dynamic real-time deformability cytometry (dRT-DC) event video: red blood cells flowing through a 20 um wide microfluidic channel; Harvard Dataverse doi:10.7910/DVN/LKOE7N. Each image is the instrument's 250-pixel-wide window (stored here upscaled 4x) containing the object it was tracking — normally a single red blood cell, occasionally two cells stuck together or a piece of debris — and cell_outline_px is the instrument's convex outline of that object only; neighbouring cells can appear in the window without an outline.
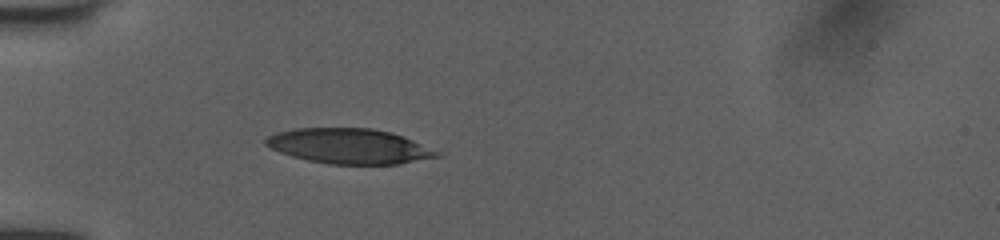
{"species": "human", "species_latin": "Homo sapiens", "temperature_condition": "room temperature", "stored_images_in_passage": 43, "camera_frame_rate_fps": 3000, "um_per_image_px": 0.085, "donor": {"sex": "female"}, "frame": {"image": 1, "passage_image": 13, "time_ms": 4.0, "image_size_px": [1000, 240], "cell_outline_px": [[444, 156], [400, 164], [328, 164], [308, 160], [292, 156], [280, 152], [264, 144], [264, 140], [268, 136], [276, 132], [296, 128], [372, 128], [392, 132], [404, 136], [440, 152]], "centroid_in_image_um": [29.72, 12.42], "position_along_channel_um": 55.3, "area_um2": 35.2}}
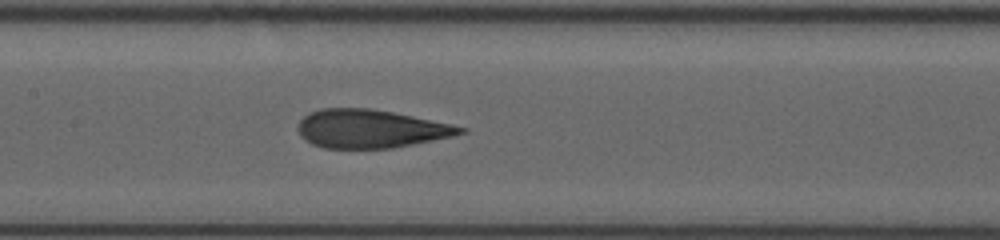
{"frame": {"image": 2, "passage_image": 22, "time_ms": 7.0, "image_size_px": [1000, 240], "cell_outline_px": [[468, 132], [452, 136], [392, 148], [324, 148], [312, 144], [304, 140], [300, 136], [296, 128], [300, 120], [308, 112], [320, 108], [372, 108], [452, 124], [468, 128]], "centroid_in_image_um": [31.46, 10.94], "position_along_channel_um": 175.9, "area_um2": 36.41}}
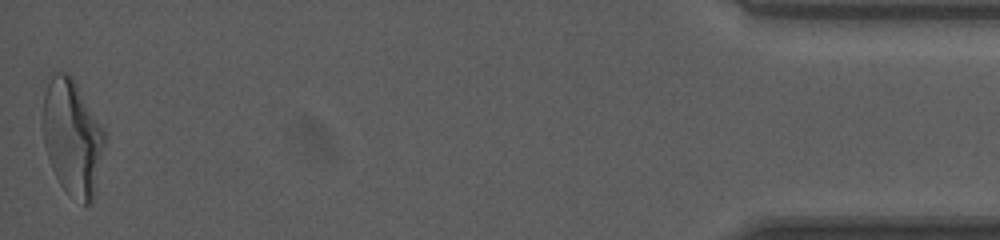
{"frame": {"image": 3, "passage_image": 43, "time_ms": 14.0, "image_size_px": [1000, 240], "cell_outline_px": [[108, 136], [92, 200], [88, 204], [84, 204], [68, 192], [60, 184], [52, 168], [44, 144], [44, 92], [52, 72], [68, 72], [72, 76], [104, 128]], "centroid_in_image_um": [6.18, 11.63], "position_along_channel_um": 429.0, "area_um2": 41.5}, "authors_computed_cell_mechanics": {"area_um2": 38.3792, "velocity_mm_per_s": 4.069, "shape_relaxation_time_tau1_ms": 5.3933, "shape_relaxation_time_tau2_ms": 0.8924, "deformation_change_tau1": 0.237, "deformation_change_tau2": 0.1027}}